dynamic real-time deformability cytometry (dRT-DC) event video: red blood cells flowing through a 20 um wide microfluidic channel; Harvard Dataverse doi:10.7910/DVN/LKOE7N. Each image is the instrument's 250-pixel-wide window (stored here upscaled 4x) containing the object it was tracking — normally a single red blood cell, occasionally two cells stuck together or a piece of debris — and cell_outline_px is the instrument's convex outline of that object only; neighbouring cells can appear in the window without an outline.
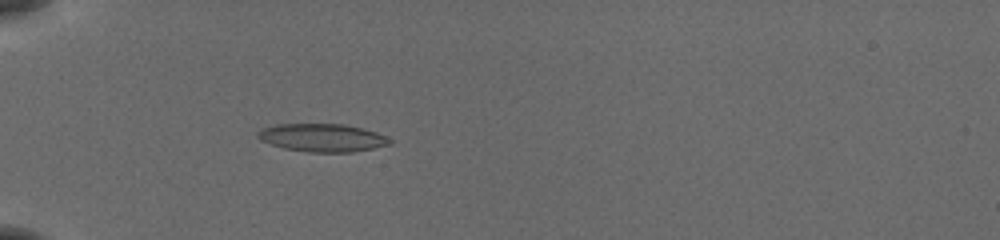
{"species": "common noctule bat (a hibernating species)", "species_latin": "Nyctalus noctula", "temperature_condition": "cold", "stored_images_in_passage": 54, "camera_frame_rate_fps": 3000, "um_per_image_px": 0.085, "animal": {"sex": "female", "body_mass_g": 19.5, "forearm_length_mm": 54.1}, "frame": {"image": 1, "passage_image": 18, "time_ms": 5.667, "image_size_px": [1000, 240], "cell_outline_px": [[392, 144], [352, 152], [308, 152], [284, 148], [260, 140], [256, 136], [260, 128], [276, 124], [344, 124], [376, 132], [392, 140]], "centroid_in_image_um": [27.36, 11.7], "position_along_channel_um": 57.6, "area_um2": 21.44}}
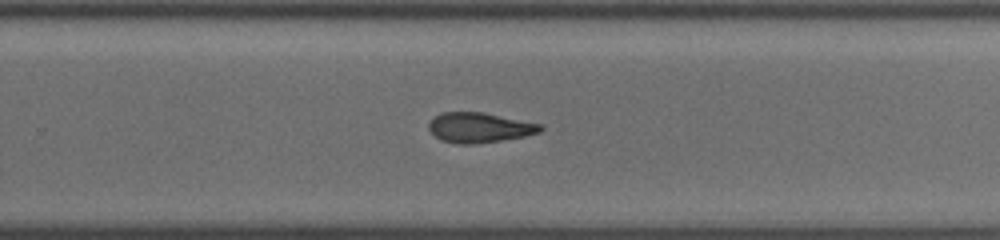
{"frame": {"image": 2, "passage_image": 37, "time_ms": 12.0, "image_size_px": [1000, 240], "cell_outline_px": [[544, 128], [540, 132], [524, 136], [476, 144], [460, 144], [440, 140], [428, 128], [428, 124], [436, 116], [444, 112], [480, 112], [544, 124]], "centroid_in_image_um": [40.78, 10.85], "position_along_channel_um": 289.0, "area_um2": 19.36}}
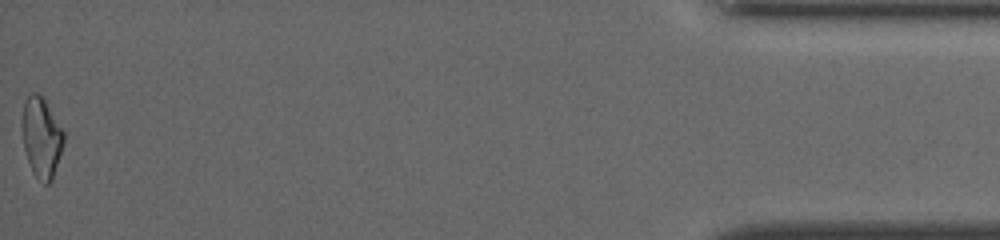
{"frame": {"image": 3, "passage_image": 54, "time_ms": 17.667, "image_size_px": [1000, 240], "cell_outline_px": [[64, 140], [52, 180], [48, 184], [44, 184], [32, 172], [24, 148], [20, 124], [24, 100], [32, 92], [36, 92], [44, 96], [64, 132]], "centroid_in_image_um": [3.5, 11.62], "position_along_channel_um": 431.7, "area_um2": 19.71}, "authors_computed_cell_mechanics": {"area_um2": 20.1433, "velocity_mm_per_s": 3.9279, "shape_relaxation_time_tau1_ms": 4.092, "shape_relaxation_time_tau2_ms": 5.7502, "deformation_change_tau1": 0.1476, "deformation_change_tau2": 0.1577}}